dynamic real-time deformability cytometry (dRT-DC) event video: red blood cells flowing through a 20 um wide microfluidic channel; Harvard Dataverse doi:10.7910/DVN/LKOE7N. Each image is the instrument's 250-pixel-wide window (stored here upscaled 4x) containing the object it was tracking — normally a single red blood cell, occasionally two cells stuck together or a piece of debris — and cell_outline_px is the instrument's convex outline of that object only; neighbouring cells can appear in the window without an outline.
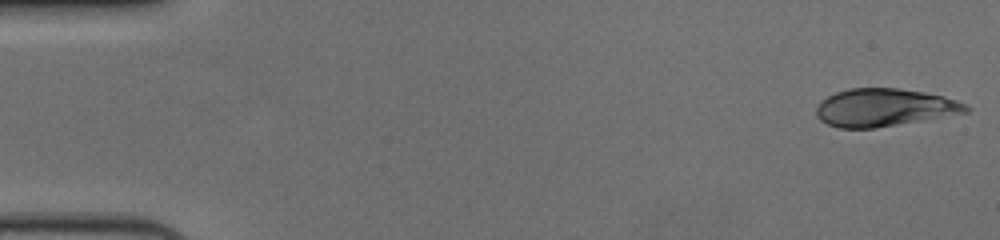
{"species": "human", "species_latin": "Homo sapiens", "temperature_condition": "cold", "stored_images_in_passage": 29, "camera_frame_rate_fps": 3000, "um_per_image_px": 0.085, "donor": {"sex": "female"}, "frame": {"image": 1, "passage_image": 1, "time_ms": 0.0, "image_size_px": [1000, 240], "cell_outline_px": [[972, 108], [968, 112], [924, 120], [876, 128], [840, 128], [828, 124], [820, 120], [816, 116], [816, 108], [820, 100], [836, 92], [848, 88], [900, 88], [924, 92], [944, 96], [968, 104]], "centroid_in_image_um": [75.18, 9.14], "position_along_channel_um": 9.8, "area_um2": 33.18}}
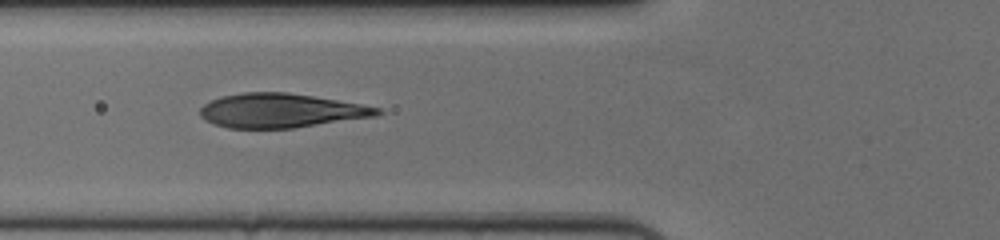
{"frame": {"image": 2, "passage_image": 21, "time_ms": 6.667, "image_size_px": [1000, 240], "cell_outline_px": [[384, 112], [376, 116], [292, 128], [228, 128], [212, 124], [204, 120], [200, 116], [200, 108], [204, 104], [220, 96], [244, 92], [288, 92], [360, 104], [380, 108]], "centroid_in_image_um": [23.83, 9.4], "position_along_channel_um": 102.0, "area_um2": 35.2}}
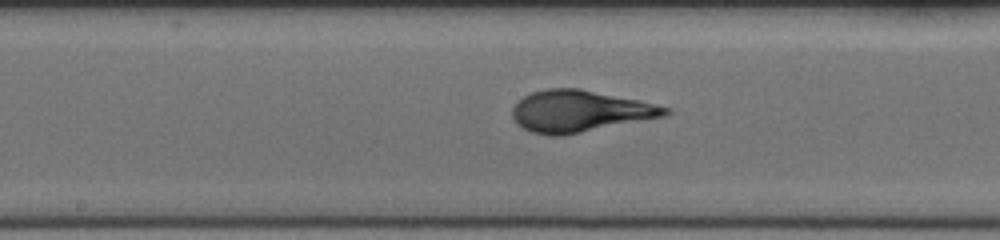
{"frame": {"image": 3, "passage_image": 29, "time_ms": 9.333, "image_size_px": [1000, 240], "cell_outline_px": [[672, 112], [664, 116], [560, 136], [548, 136], [532, 132], [516, 124], [512, 116], [512, 108], [516, 100], [532, 92], [548, 88], [580, 88], [640, 100], [672, 108]], "centroid_in_image_um": [49.25, 9.44], "position_along_channel_um": 198.9, "area_um2": 37.17}}